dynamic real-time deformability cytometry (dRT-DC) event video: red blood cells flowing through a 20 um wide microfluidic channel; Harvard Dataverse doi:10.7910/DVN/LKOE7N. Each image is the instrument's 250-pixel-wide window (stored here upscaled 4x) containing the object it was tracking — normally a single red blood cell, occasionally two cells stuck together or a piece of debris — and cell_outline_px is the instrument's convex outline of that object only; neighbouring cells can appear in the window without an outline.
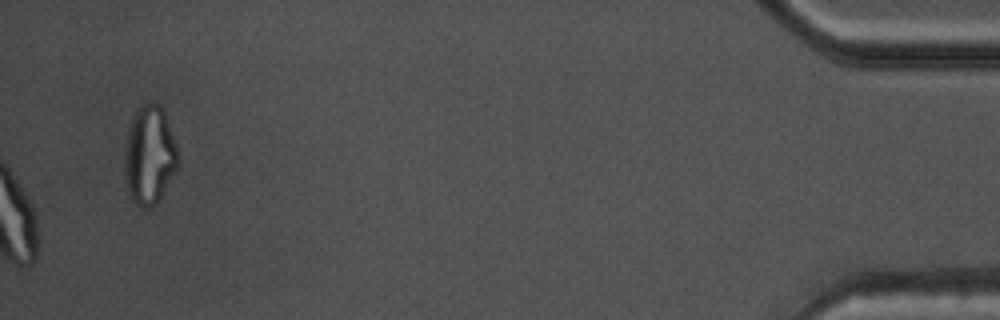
{"species": "common noctule bat (a hibernating species)", "species_latin": "Nyctalus noctula", "temperature_condition": "warm", "stored_images_in_passage": 45, "camera_frame_rate_fps": 3000, "um_per_image_px": 0.085, "animal": {"sex": "male", "body_mass_g": 17.5, "forearm_length_mm": 52.3}, "frame": {"image": 1, "passage_image": 45, "time_ms": 14.667, "image_size_px": [1000, 320], "cell_outline_px": [[180, 164], [156, 204], [152, 208], [140, 208], [132, 200], [128, 188], [124, 172], [124, 156], [128, 128], [132, 116], [136, 108], [140, 104], [152, 100], [160, 104], [164, 112], [176, 144], [180, 156]], "centroid_in_image_um": [12.71, 13.16], "position_along_channel_um": 422.5, "area_um2": 31.27}, "authors_computed_cell_mechanics": {"area_um2": 24.7962, "velocity_mm_per_s": 3.7654, "shape_relaxation_time_tau1_ms": null, "shape_relaxation_time_tau2_ms": 1.097, "deformation_change_tau1": null, "deformation_change_tau2": 0.0664}}